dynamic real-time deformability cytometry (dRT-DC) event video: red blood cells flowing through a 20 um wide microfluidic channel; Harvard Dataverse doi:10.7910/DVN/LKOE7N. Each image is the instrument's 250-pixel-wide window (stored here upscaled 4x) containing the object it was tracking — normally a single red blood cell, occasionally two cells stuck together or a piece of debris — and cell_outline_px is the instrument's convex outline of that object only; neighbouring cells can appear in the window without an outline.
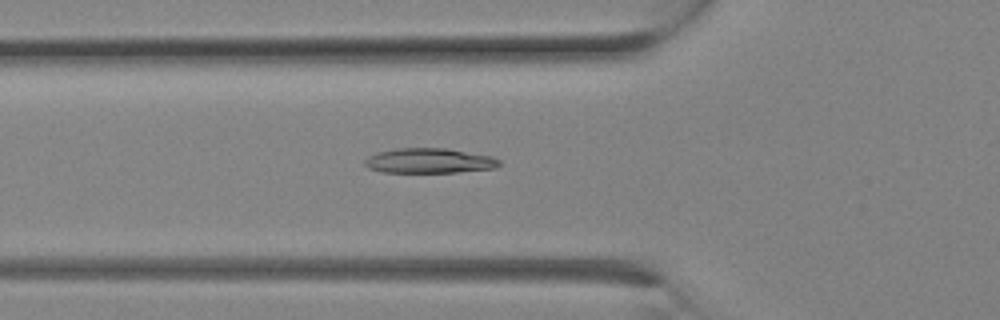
{"species": "Egyptian fruit bat (a non-hibernating species)", "species_latin": "Rousettus aegyptiacus", "temperature_condition": "room temperature", "stored_images_in_passage": 23, "camera_frame_rate_fps": 3000, "um_per_image_px": 0.085, "animal": {"sex": "female"}, "frame": {"image": 1, "passage_image": 7, "time_ms": 2.0, "image_size_px": [1000, 320], "cell_outline_px": [[500, 164], [496, 168], [456, 172], [384, 172], [368, 168], [364, 164], [364, 160], [368, 156], [376, 152], [396, 148], [448, 148], [492, 156], [500, 160]], "centroid_in_image_um": [36.48, 13.65], "position_along_channel_um": 89.3, "area_um2": 19.65}}
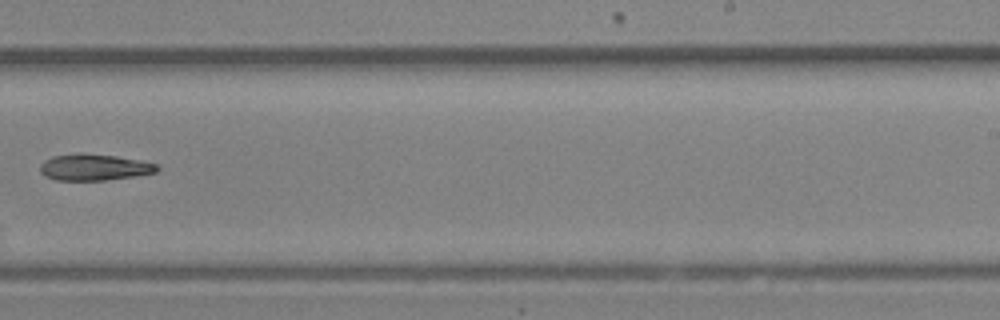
{"frame": {"image": 2, "passage_image": 14, "time_ms": 4.333, "image_size_px": [1000, 320], "cell_outline_px": [[160, 168], [156, 172], [136, 176], [104, 180], [56, 180], [44, 176], [40, 172], [40, 164], [44, 160], [52, 156], [116, 156], [140, 160], [156, 164]], "centroid_in_image_um": [8.03, 14.26], "position_along_channel_um": 281.0, "area_um2": 17.22}}
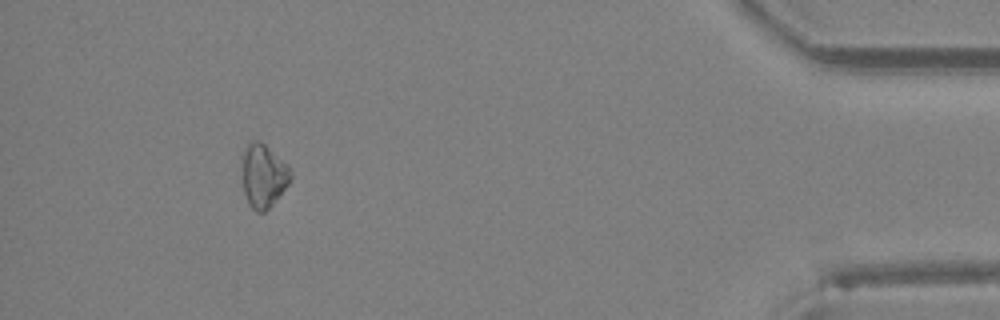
{"frame": {"image": 3, "passage_image": 21, "time_ms": 6.667, "image_size_px": [1000, 320], "cell_outline_px": [[292, 180], [272, 204], [264, 212], [256, 212], [248, 204], [244, 192], [240, 156], [244, 148], [252, 140], [260, 140], [288, 164], [292, 176]], "centroid_in_image_um": [22.36, 14.91], "position_along_channel_um": 412.8, "area_um2": 18.32}}